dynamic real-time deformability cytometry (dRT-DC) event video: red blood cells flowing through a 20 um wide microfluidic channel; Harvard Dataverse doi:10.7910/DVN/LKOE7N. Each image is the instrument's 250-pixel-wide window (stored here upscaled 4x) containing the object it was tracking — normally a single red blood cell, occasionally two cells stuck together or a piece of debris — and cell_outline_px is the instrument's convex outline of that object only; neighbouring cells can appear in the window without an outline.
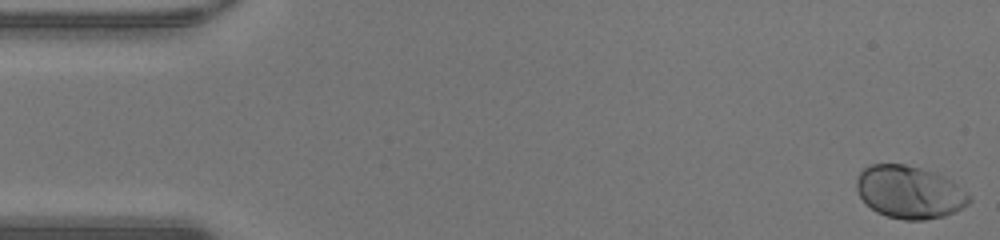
{"species": "human", "species_latin": "Homo sapiens", "temperature_condition": "warm", "stored_images_in_passage": 48, "camera_frame_rate_fps": 3000, "um_per_image_px": 0.085, "donor": {"sex": "male"}, "frame": {"image": 1, "passage_image": 1, "time_ms": 0.0, "image_size_px": [1000, 240], "cell_outline_px": [[972, 200], [968, 204], [956, 212], [944, 216], [924, 220], [904, 220], [888, 216], [876, 212], [860, 196], [856, 188], [856, 180], [860, 172], [864, 168], [872, 164], [904, 164], [936, 172], [944, 176], [972, 196]], "centroid_in_image_um": [77.33, 16.33], "position_along_channel_um": 7.7, "area_um2": 34.56}}
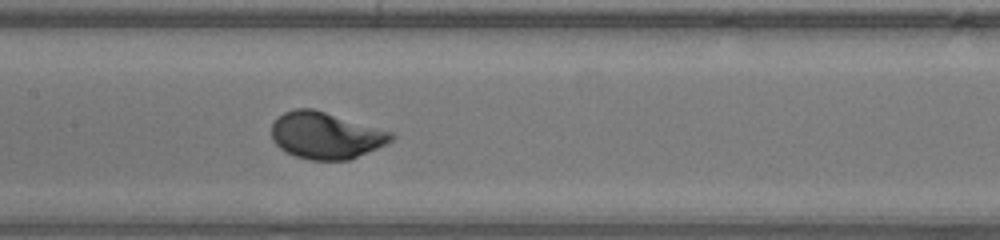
{"frame": {"image": 2, "passage_image": 23, "time_ms": 7.333, "image_size_px": [1000, 240], "cell_outline_px": [[396, 136], [392, 140], [376, 148], [348, 160], [308, 160], [284, 152], [272, 140], [272, 124], [284, 112], [296, 108], [312, 108], [396, 132]], "centroid_in_image_um": [27.7, 11.51], "position_along_channel_um": 179.7, "area_um2": 32.66}}
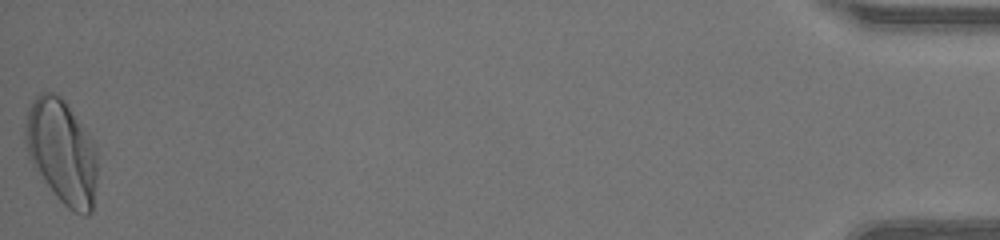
{"frame": {"image": 3, "passage_image": 48, "time_ms": 15.667, "image_size_px": [1000, 240], "cell_outline_px": [[96, 180], [92, 212], [88, 216], [84, 216], [68, 208], [56, 196], [32, 164], [24, 140], [24, 124], [28, 108], [32, 100], [40, 92], [56, 92], [64, 100], [96, 144]], "centroid_in_image_um": [5.25, 12.87], "position_along_channel_um": 430.0, "area_um2": 43.81}, "authors_computed_cell_mechanics": {"area_um2": 32.7148, "velocity_mm_per_s": 4.304, "shape_relaxation_time_tau1_ms": 1.8517, "shape_relaxation_time_tau2_ms": null, "deformation_change_tau1": 0.1391, "deformation_change_tau2": null}}